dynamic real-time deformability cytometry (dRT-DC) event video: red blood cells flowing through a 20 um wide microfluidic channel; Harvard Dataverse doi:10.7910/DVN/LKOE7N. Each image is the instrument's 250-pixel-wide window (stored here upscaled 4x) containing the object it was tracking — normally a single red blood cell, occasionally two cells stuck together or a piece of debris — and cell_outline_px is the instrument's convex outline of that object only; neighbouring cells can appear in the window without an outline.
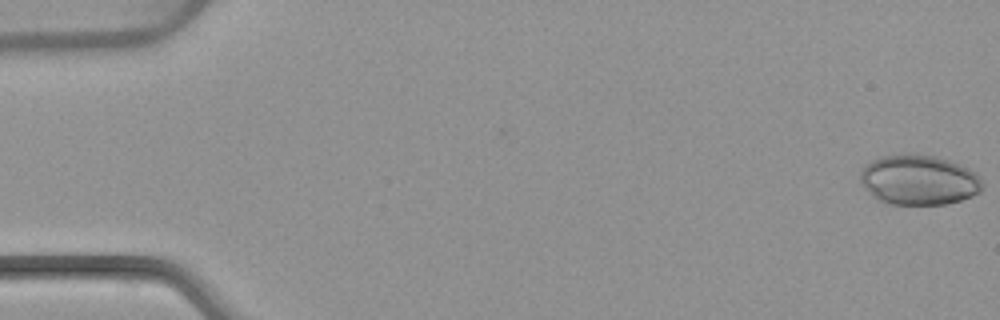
{"species": "common noctule bat (a hibernating species)", "species_latin": "Nyctalus noctula", "temperature_condition": "warm", "stored_images_in_passage": 5, "camera_frame_rate_fps": 3000, "um_per_image_px": 0.085, "animal": {"sex": "female", "body_mass_g": 22.7, "forearm_length_mm": 54.2}, "frame": {"image": 1, "passage_image": 1, "time_ms": 0.0, "image_size_px": [1000, 320], "cell_outline_px": [[984, 184], [980, 192], [972, 196], [948, 204], [888, 204], [876, 200], [864, 188], [860, 180], [860, 172], [864, 164], [880, 156], [908, 152], [916, 152], [936, 156], [960, 164], [976, 172], [980, 176]], "centroid_in_image_um": [78.08, 15.27], "position_along_channel_um": 6.9, "area_um2": 36.47}}